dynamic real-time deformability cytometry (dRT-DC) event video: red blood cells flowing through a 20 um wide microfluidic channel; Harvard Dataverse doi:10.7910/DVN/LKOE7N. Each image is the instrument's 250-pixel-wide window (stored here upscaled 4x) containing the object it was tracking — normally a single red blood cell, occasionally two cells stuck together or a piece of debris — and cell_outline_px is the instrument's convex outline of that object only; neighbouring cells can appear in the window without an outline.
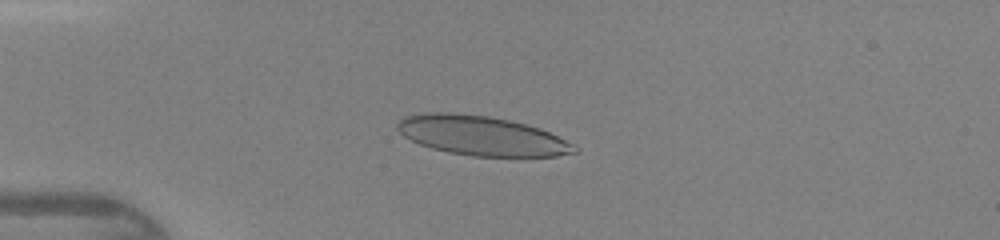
{"species": "human", "species_latin": "Homo sapiens", "temperature_condition": "warm", "stored_images_in_passage": 45, "camera_frame_rate_fps": 3000, "um_per_image_px": 0.085, "donor": {"sex": "female"}, "frame": {"image": 1, "passage_image": 12, "time_ms": 3.667, "image_size_px": [1000, 240], "cell_outline_px": [[580, 152], [556, 156], [472, 156], [448, 152], [432, 148], [420, 144], [404, 136], [396, 128], [396, 124], [404, 116], [424, 112], [452, 112], [488, 116], [508, 120], [540, 128], [576, 144], [580, 148]], "centroid_in_image_um": [40.96, 11.53], "position_along_channel_um": 44.0, "area_um2": 40.86}}
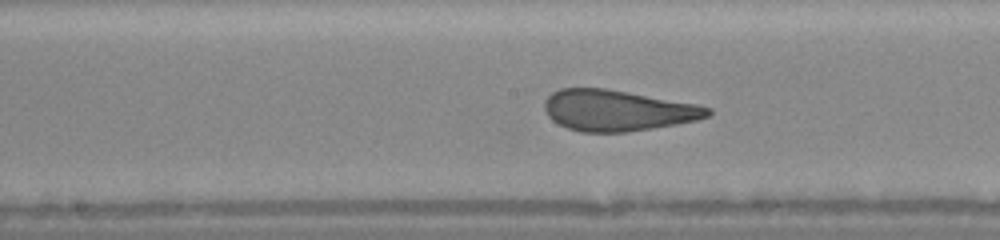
{"frame": {"image": 2, "passage_image": 24, "time_ms": 7.667, "image_size_px": [1000, 240], "cell_outline_px": [[712, 112], [708, 116], [696, 120], [676, 124], [628, 132], [580, 132], [568, 128], [552, 120], [548, 116], [544, 108], [544, 100], [552, 92], [560, 88], [604, 88], [628, 92], [696, 104], [712, 108]], "centroid_in_image_um": [52.46, 9.39], "position_along_channel_um": 195.7, "area_um2": 38.84}}
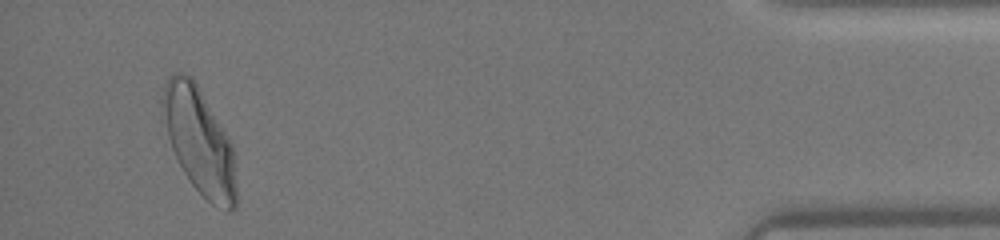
{"frame": {"image": 3, "passage_image": 43, "time_ms": 14.0, "image_size_px": [1000, 240], "cell_outline_px": [[236, 208], [228, 212], [212, 204], [192, 184], [184, 172], [172, 148], [168, 136], [160, 104], [160, 100], [168, 76], [172, 72], [180, 72], [192, 76], [228, 136], [232, 144], [236, 188]], "centroid_in_image_um": [16.93, 11.96], "position_along_channel_um": 418.3, "area_um2": 45.2}}